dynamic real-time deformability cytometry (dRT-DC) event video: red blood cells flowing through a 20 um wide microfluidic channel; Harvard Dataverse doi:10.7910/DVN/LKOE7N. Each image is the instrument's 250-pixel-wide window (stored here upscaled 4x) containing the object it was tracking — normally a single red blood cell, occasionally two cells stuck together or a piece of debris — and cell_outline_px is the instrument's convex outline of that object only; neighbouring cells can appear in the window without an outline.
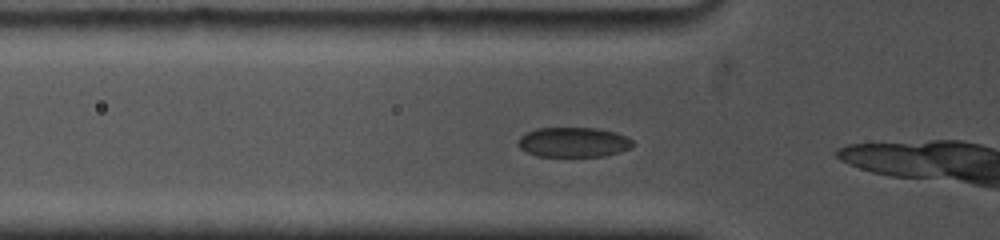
{"species": "common noctule bat (a hibernating species)", "species_latin": "Nyctalus noctula", "temperature_condition": "cold", "stored_images_in_passage": 14, "camera_frame_rate_fps": 5000, "um_per_image_px": 0.085, "animal": {"sex": "female", "body_mass_g": 19.0, "forearm_length_mm": 53.3}, "frame": {"image": 1, "passage_image": 7, "time_ms": 1.2, "image_size_px": [1000, 240], "cell_outline_px": [[632, 148], [620, 152], [604, 156], [536, 156], [520, 148], [516, 144], [520, 136], [536, 128], [596, 128], [616, 132], [628, 136], [632, 140]], "centroid_in_image_um": [48.76, 12.08], "position_along_channel_um": 77.0, "area_um2": 20.06}}
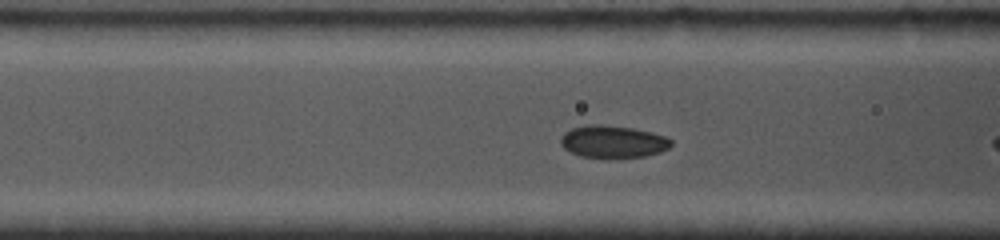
{"frame": {"image": 2, "passage_image": 12, "time_ms": 2.2, "image_size_px": [1000, 240], "cell_outline_px": [[672, 144], [668, 148], [660, 152], [644, 156], [616, 160], [608, 160], [580, 156], [564, 148], [560, 144], [560, 136], [564, 132], [572, 128], [588, 124], [600, 124], [632, 128], [652, 132], [664, 136], [672, 140]], "centroid_in_image_um": [52.07, 12.07], "position_along_channel_um": 114.5, "area_um2": 21.44}}